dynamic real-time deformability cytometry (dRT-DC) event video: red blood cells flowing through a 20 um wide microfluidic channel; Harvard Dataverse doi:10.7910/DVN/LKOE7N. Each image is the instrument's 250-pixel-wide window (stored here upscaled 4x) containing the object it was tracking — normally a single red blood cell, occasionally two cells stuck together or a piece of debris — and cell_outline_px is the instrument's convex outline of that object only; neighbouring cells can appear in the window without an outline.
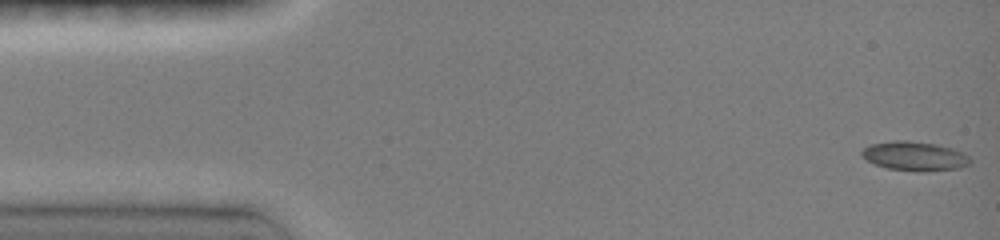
{"species": "common noctule bat (a hibernating species)", "species_latin": "Nyctalus noctula", "temperature_condition": "room temperature", "stored_images_in_passage": 47, "camera_frame_rate_fps": 3000, "um_per_image_px": 0.085, "animal": {"sex": "female", "body_mass_g": 19.0, "forearm_length_mm": 51.5}, "frame": {"image": 1, "passage_image": 1, "time_ms": 0.0, "image_size_px": [1000, 240], "cell_outline_px": [[972, 160], [968, 164], [956, 168], [924, 172], [912, 172], [888, 168], [876, 164], [868, 160], [860, 152], [864, 148], [872, 144], [896, 140], [904, 140], [932, 144], [952, 148], [968, 156]], "centroid_in_image_um": [77.74, 13.28], "position_along_channel_um": 7.3, "area_um2": 18.09}}
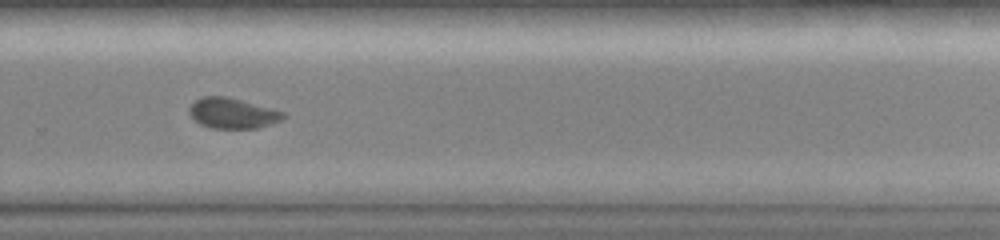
{"frame": {"image": 2, "passage_image": 32, "time_ms": 10.333, "image_size_px": [1000, 240], "cell_outline_px": [[284, 116], [280, 120], [256, 128], [212, 128], [200, 124], [188, 112], [188, 108], [196, 100], [204, 96], [224, 96], [240, 100], [284, 112]], "centroid_in_image_um": [19.71, 9.62], "position_along_channel_um": 310.1, "area_um2": 16.18}}
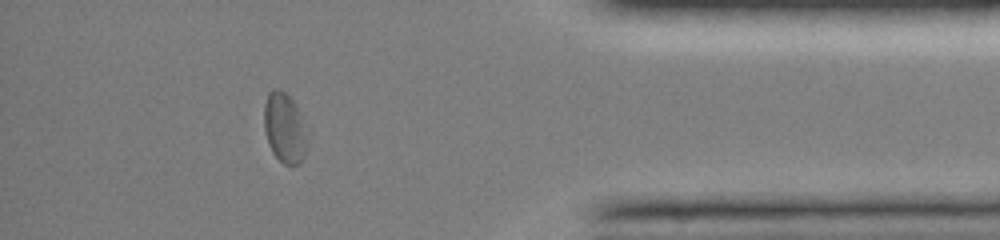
{"frame": {"image": 3, "passage_image": 41, "time_ms": 13.333, "image_size_px": [1000, 240], "cell_outline_px": [[304, 156], [300, 164], [284, 164], [272, 152], [268, 144], [264, 128], [264, 104], [268, 92], [272, 88], [280, 88], [292, 100], [296, 108], [304, 148]], "centroid_in_image_um": [24.06, 10.84], "position_along_channel_um": 411.1, "area_um2": 16.42}, "authors_computed_cell_mechanics": {"area_um2": 16.9932, "velocity_mm_per_s": 4.0959, "shape_relaxation_time_tau1_ms": 6.3317, "shape_relaxation_time_tau2_ms": 2.0244, "deformation_change_tau1": 0.1043, "deformation_change_tau2": 0.0483}}